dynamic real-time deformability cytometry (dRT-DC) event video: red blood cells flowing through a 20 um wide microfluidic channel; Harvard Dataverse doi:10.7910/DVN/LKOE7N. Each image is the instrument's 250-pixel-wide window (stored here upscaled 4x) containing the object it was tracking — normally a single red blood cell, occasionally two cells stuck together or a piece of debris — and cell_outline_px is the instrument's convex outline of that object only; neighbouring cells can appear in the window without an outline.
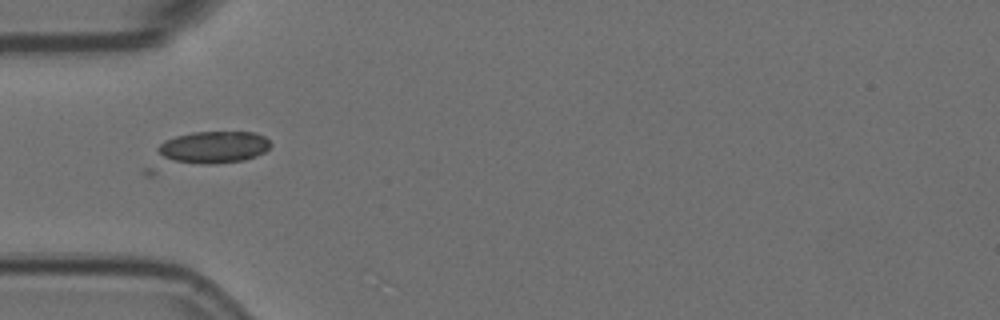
{"species": "Egyptian fruit bat (a non-hibernating species)", "species_latin": "Rousettus aegyptiacus", "temperature_condition": "room temperature", "stored_images_in_passage": 5, "camera_frame_rate_fps": 3000, "um_per_image_px": 0.085, "animal": {"sex": "female"}, "frame": {"image": 1, "passage_image": 4, "time_ms": 1.0, "image_size_px": [1000, 320], "cell_outline_px": [[272, 144], [264, 152], [256, 156], [244, 160], [152, 176], [144, 176], [144, 168], [156, 148], [164, 140], [176, 136], [192, 132], [256, 132], [264, 136]], "centroid_in_image_um": [17.36, 12.83], "position_along_channel_um": 67.6, "area_um2": 26.65}}
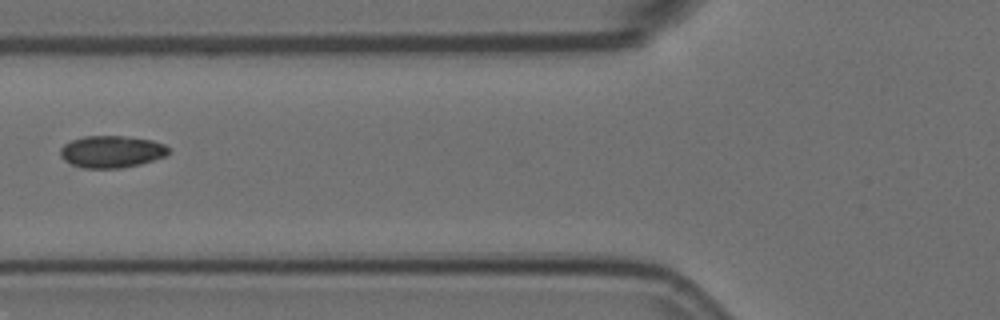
{"frame": {"image": 2, "passage_image": 5, "time_ms": 1.333, "image_size_px": [1000, 320], "cell_outline_px": [[168, 152], [164, 156], [140, 164], [120, 168], [84, 168], [72, 164], [64, 160], [60, 156], [60, 148], [64, 144], [72, 140], [84, 136], [124, 136], [152, 140], [164, 144], [168, 148]], "centroid_in_image_um": [9.45, 12.89], "position_along_channel_um": 116.3, "area_um2": 20.06}}